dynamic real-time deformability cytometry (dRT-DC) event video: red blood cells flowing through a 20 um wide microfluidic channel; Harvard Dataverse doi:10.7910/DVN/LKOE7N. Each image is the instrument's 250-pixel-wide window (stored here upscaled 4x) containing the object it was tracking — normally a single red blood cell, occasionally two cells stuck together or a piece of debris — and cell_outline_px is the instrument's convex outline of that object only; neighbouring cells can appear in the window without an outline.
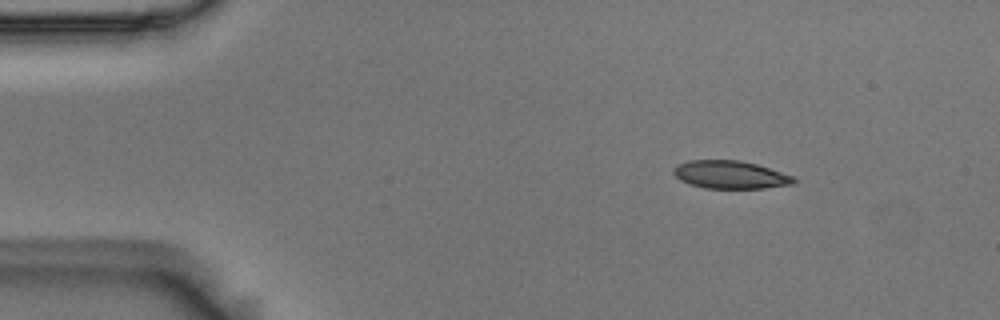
{"species": "Egyptian fruit bat (a non-hibernating species)", "species_latin": "Rousettus aegyptiacus", "temperature_condition": "room temperature", "stored_images_in_passage": 48, "camera_frame_rate_fps": 3000, "um_per_image_px": 0.085, "animal": {"sex": "male"}, "frame": {"image": 1, "passage_image": 1, "time_ms": 0.0, "image_size_px": [1000, 320], "cell_outline_px": [[796, 180], [792, 184], [764, 188], [704, 188], [688, 184], [680, 180], [672, 172], [672, 168], [676, 164], [688, 160], [740, 160], [756, 164], [796, 176]], "centroid_in_image_um": [62.05, 14.84], "position_along_channel_um": 23.0, "area_um2": 19.77}}
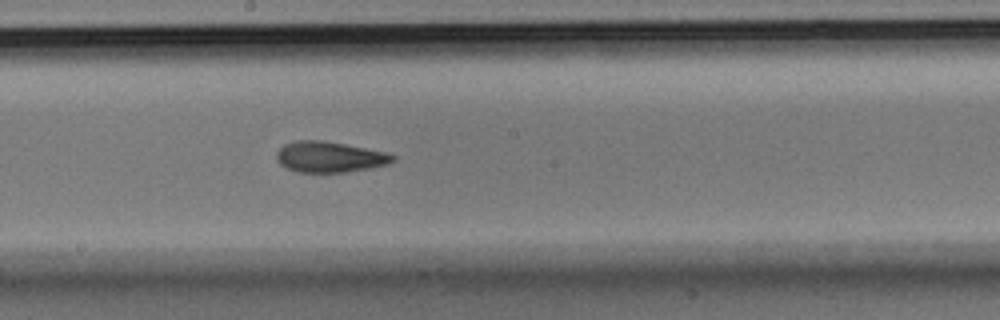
{"frame": {"image": 2, "passage_image": 23, "time_ms": 7.333, "image_size_px": [1000, 320], "cell_outline_px": [[396, 160], [388, 164], [372, 168], [344, 172], [296, 172], [280, 164], [276, 160], [276, 152], [284, 144], [296, 140], [320, 140], [344, 144], [388, 152], [396, 156]], "centroid_in_image_um": [28.03, 13.34], "position_along_channel_um": 220.2, "area_um2": 20.98}}
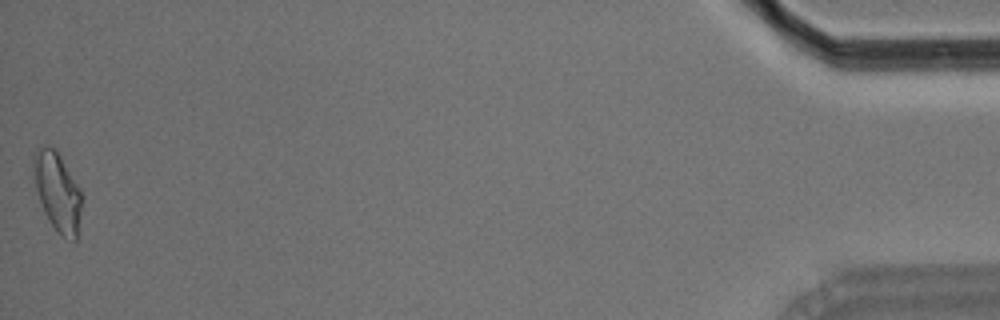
{"frame": {"image": 3, "passage_image": 48, "time_ms": 15.667, "image_size_px": [1000, 320], "cell_outline_px": [[80, 208], [76, 240], [72, 240], [56, 232], [48, 220], [44, 212], [36, 188], [32, 160], [32, 156], [36, 148], [44, 144], [48, 144], [56, 148], [80, 188]], "centroid_in_image_um": [4.84, 16.21], "position_along_channel_um": 430.4, "area_um2": 22.02}, "authors_computed_cell_mechanics": {"area_um2": 20.6635, "velocity_mm_per_s": 3.6779, "shape_relaxation_time_tau1_ms": 5.434, "shape_relaxation_time_tau2_ms": 2.0381, "deformation_change_tau1": 0.1706, "deformation_change_tau2": 0.0887}}